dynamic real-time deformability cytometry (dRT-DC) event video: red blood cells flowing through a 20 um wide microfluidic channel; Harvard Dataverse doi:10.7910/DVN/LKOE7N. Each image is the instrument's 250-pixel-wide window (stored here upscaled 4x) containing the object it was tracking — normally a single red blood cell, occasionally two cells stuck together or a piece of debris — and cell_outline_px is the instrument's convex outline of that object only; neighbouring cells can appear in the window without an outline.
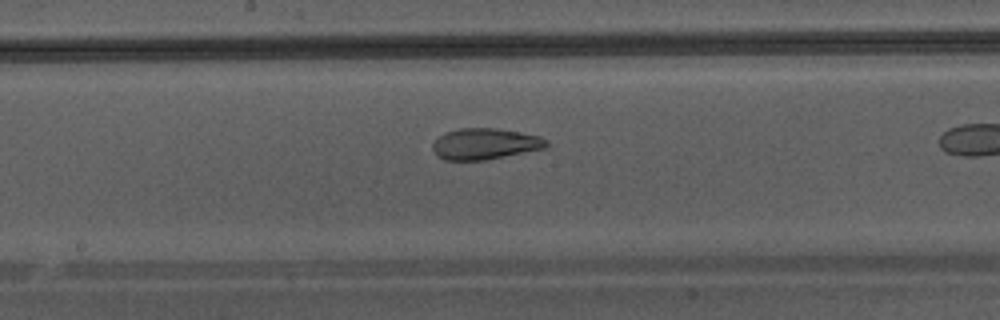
{"species": "Egyptian fruit bat (a non-hibernating species)", "species_latin": "Rousettus aegyptiacus", "temperature_condition": "warm", "stored_images_in_passage": 28, "camera_frame_rate_fps": 3000, "um_per_image_px": 0.085, "animal": {"sex": "male"}, "frame": {"image": 1, "passage_image": 16, "time_ms": 5.0, "image_size_px": [1000, 320], "cell_outline_px": [[548, 144], [544, 148], [484, 160], [444, 160], [436, 156], [432, 148], [432, 144], [444, 132], [460, 128], [496, 128], [520, 132], [540, 136], [548, 140]], "centroid_in_image_um": [41.19, 12.22], "position_along_channel_um": 207.0, "area_um2": 20.58}}